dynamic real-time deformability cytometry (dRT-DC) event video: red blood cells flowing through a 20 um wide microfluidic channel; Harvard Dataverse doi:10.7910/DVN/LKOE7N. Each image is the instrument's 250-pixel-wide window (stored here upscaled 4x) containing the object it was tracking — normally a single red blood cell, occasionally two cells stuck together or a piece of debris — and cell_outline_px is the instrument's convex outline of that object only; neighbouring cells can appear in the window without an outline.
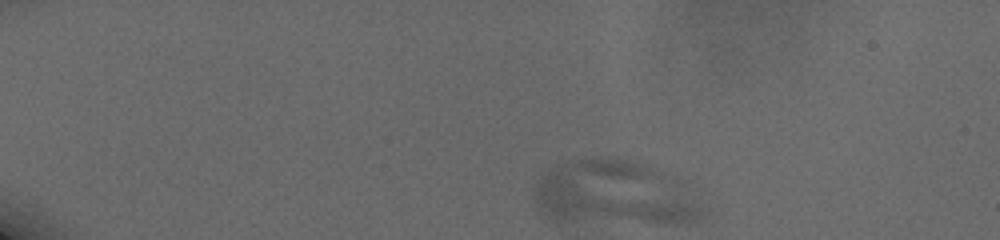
{"species": "human", "species_latin": "Homo sapiens", "temperature_condition": "cold", "stored_images_in_passage": 40, "camera_frame_rate_fps": 3000, "um_per_image_px": 0.085, "donor": {"sex": "male"}, "frame": {"image": 1, "passage_image": 1, "time_ms": 0.0, "image_size_px": [1000, 240], "cell_outline_px": [[708, 212], [700, 220], [692, 224], [552, 224], [536, 208], [532, 192], [532, 188], [552, 168], [560, 164], [584, 156], [596, 156], [624, 160], [640, 164], [672, 176], [680, 180], [708, 208]], "centroid_in_image_um": [52.22, 16.54], "position_along_channel_um": 32.8, "area_um2": 66.53}}
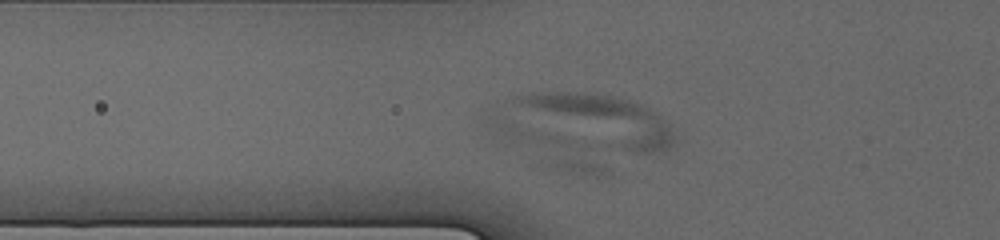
{"frame": {"image": 2, "passage_image": 11, "time_ms": 4.0, "image_size_px": [1000, 240], "cell_outline_px": [[676, 140], [668, 148], [652, 152], [632, 152], [504, 144], [476, 120], [496, 104], [516, 96], [532, 92], [592, 92], [616, 96], [640, 104], [648, 108], [660, 116], [668, 124], [676, 136]], "centroid_in_image_um": [49.13, 10.43], "position_along_channel_um": 76.7, "area_um2": 65.89}}